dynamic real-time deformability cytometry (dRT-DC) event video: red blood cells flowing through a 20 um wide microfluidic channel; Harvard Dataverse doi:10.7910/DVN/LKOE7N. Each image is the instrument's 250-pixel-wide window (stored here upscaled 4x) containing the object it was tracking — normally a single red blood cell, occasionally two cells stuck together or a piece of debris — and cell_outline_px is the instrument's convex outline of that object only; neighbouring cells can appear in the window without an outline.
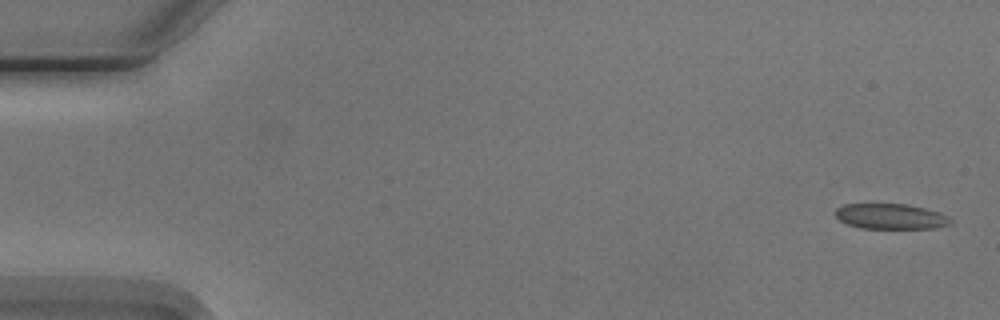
{"species": "Egyptian fruit bat (a non-hibernating species)", "species_latin": "Rousettus aegyptiacus", "temperature_condition": "cold", "stored_images_in_passage": 4, "camera_frame_rate_fps": 3000, "um_per_image_px": 0.085, "animal": {"sex": "male"}, "frame": {"image": 1, "passage_image": 1, "time_ms": 0.0, "image_size_px": [1000, 320], "cell_outline_px": [[952, 224], [936, 228], [860, 228], [848, 224], [840, 220], [836, 216], [836, 208], [844, 204], [908, 204], [940, 212], [948, 216], [952, 220]], "centroid_in_image_um": [75.74, 18.39], "position_along_channel_um": 9.3, "area_um2": 17.05}}
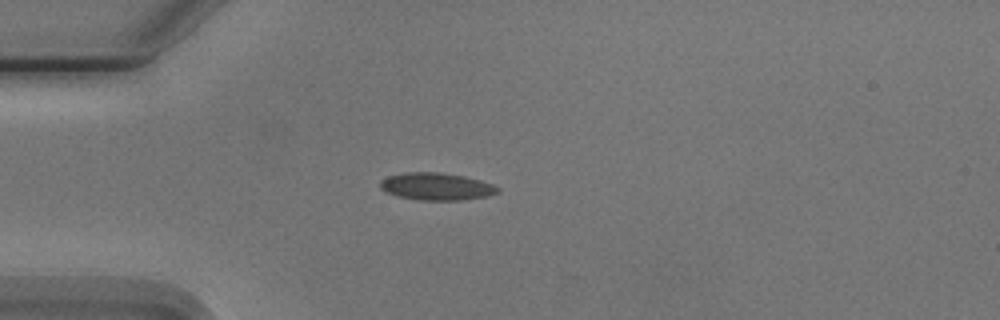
{"frame": {"image": 2, "passage_image": 4, "time_ms": 4.333, "image_size_px": [1000, 320], "cell_outline_px": [[500, 192], [488, 196], [460, 200], [420, 200], [396, 196], [380, 188], [380, 180], [388, 176], [404, 172], [440, 172], [464, 176], [480, 180], [492, 184], [500, 188]], "centroid_in_image_um": [37.1, 15.85], "position_along_channel_um": 47.9, "area_um2": 18.79}}